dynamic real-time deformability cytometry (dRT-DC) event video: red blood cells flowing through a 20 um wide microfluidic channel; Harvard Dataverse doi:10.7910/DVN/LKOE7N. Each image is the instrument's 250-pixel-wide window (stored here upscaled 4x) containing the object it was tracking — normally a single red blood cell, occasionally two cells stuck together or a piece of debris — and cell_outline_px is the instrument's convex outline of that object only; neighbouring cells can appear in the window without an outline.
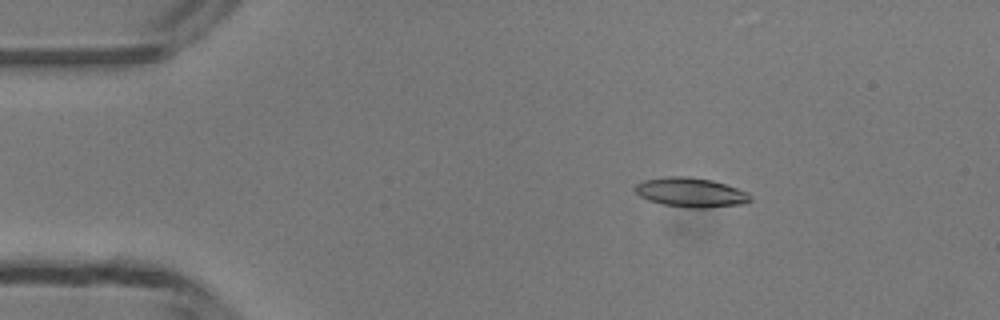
{"species": "common noctule bat (a hibernating species)", "species_latin": "Nyctalus noctula", "temperature_condition": "room temperature", "stored_images_in_passage": 49, "camera_frame_rate_fps": 3000, "um_per_image_px": 0.085, "animal": {"sex": "male", "body_mass_g": 13.3}, "frame": {"image": 1, "passage_image": 8, "time_ms": 2.333, "image_size_px": [1000, 320], "cell_outline_px": [[752, 200], [744, 204], [704, 208], [688, 208], [664, 204], [648, 200], [640, 196], [636, 192], [636, 184], [644, 180], [668, 176], [688, 176], [712, 180], [748, 192], [752, 196]], "centroid_in_image_um": [58.75, 16.36], "position_along_channel_um": 26.3, "area_um2": 19.71}}
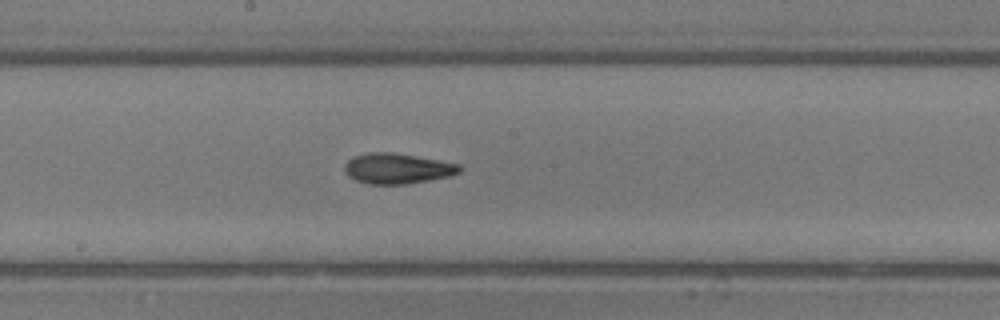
{"frame": {"image": 2, "passage_image": 26, "time_ms": 8.333, "image_size_px": [1000, 320], "cell_outline_px": [[460, 172], [448, 176], [408, 184], [368, 184], [356, 180], [348, 176], [344, 168], [344, 164], [352, 156], [368, 152], [392, 152], [416, 156], [460, 164]], "centroid_in_image_um": [33.73, 14.31], "position_along_channel_um": 214.5, "area_um2": 20.35}}
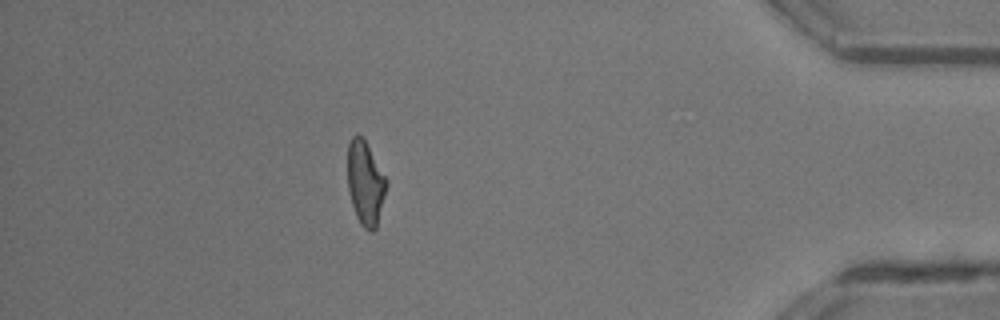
{"frame": {"image": 3, "passage_image": 43, "time_ms": 14.0, "image_size_px": [1000, 320], "cell_outline_px": [[388, 184], [376, 228], [372, 232], [368, 232], [360, 224], [356, 216], [352, 204], [348, 188], [348, 144], [352, 136], [356, 132], [364, 140], [388, 180]], "centroid_in_image_um": [31.06, 15.58], "position_along_channel_um": 404.1, "area_um2": 18.96}, "authors_computed_cell_mechanics": {"area_um2": 19.5364, "velocity_mm_per_s": 4.2267, "shape_relaxation_time_tau1_ms": 7.4978, "shape_relaxation_time_tau2_ms": 4.2003, "deformation_change_tau1": 0.2131, "deformation_change_tau2": 0.1424}}